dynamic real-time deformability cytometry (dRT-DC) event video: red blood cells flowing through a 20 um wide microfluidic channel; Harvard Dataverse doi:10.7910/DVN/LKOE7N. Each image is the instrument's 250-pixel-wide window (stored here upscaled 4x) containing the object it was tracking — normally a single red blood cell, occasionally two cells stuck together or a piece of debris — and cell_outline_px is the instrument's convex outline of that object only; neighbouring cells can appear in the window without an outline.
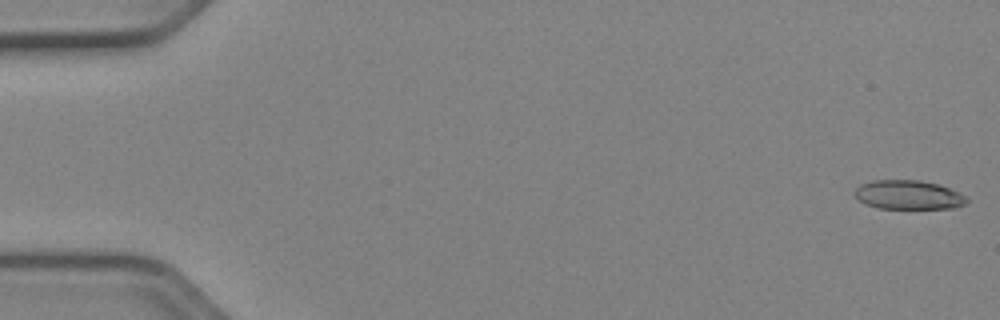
{"species": "Egyptian fruit bat (a non-hibernating species)", "species_latin": "Rousettus aegyptiacus", "temperature_condition": "cold", "stored_images_in_passage": 26, "camera_frame_rate_fps": 3000, "um_per_image_px": 0.085, "animal": {"sex": "female"}, "frame": {"image": 1, "passage_image": 1, "time_ms": 0.0, "image_size_px": [1000, 320], "cell_outline_px": [[968, 200], [964, 204], [956, 208], [880, 208], [864, 204], [852, 192], [860, 184], [872, 180], [920, 180], [936, 184], [948, 188], [964, 196]], "centroid_in_image_um": [77.16, 16.56], "position_along_channel_um": 7.8, "area_um2": 18.79}}
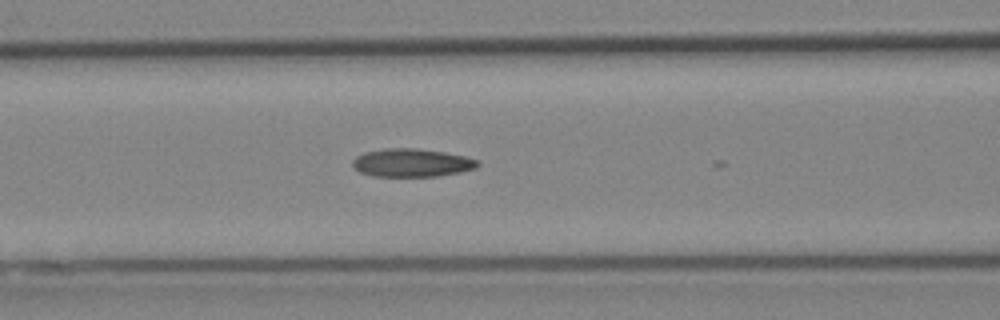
{"frame": {"image": 2, "passage_image": 22, "time_ms": 7.0, "image_size_px": [1000, 320], "cell_outline_px": [[480, 164], [476, 168], [460, 172], [436, 176], [372, 176], [360, 172], [352, 168], [352, 160], [356, 156], [364, 152], [388, 148], [416, 148], [444, 152], [464, 156], [476, 160]], "centroid_in_image_um": [34.95, 13.83], "position_along_channel_um": 131.6, "area_um2": 20.52}}
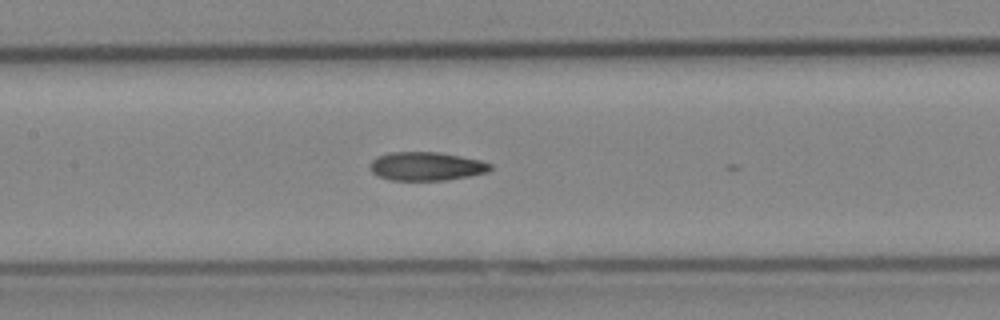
{"frame": {"image": 3, "passage_image": 25, "time_ms": 8.0, "image_size_px": [1000, 320], "cell_outline_px": [[492, 168], [488, 172], [448, 180], [388, 180], [376, 176], [372, 172], [372, 160], [380, 156], [392, 152], [436, 152], [460, 156], [480, 160], [492, 164]], "centroid_in_image_um": [36.26, 14.14], "position_along_channel_um": 171.1, "area_um2": 19.88}}